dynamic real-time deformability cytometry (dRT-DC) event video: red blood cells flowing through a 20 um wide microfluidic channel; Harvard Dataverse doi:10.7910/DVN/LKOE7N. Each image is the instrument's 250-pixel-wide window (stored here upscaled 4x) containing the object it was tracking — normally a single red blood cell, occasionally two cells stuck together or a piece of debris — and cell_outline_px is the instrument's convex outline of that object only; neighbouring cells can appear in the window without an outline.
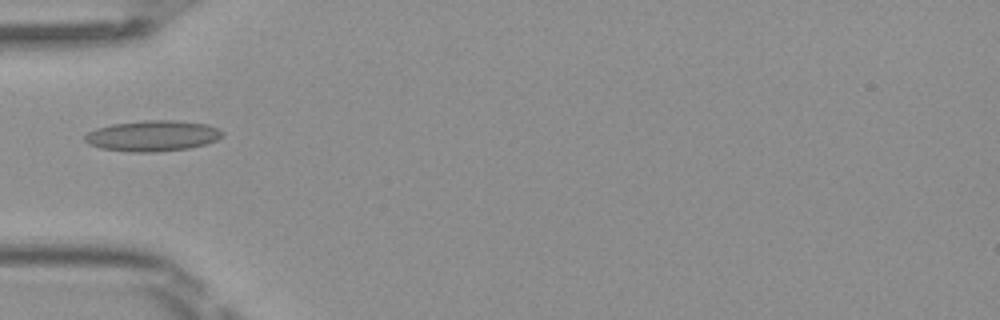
{"species": "Egyptian fruit bat (a non-hibernating species)", "species_latin": "Rousettus aegyptiacus", "temperature_condition": "room temperature", "stored_images_in_passage": 5, "camera_frame_rate_fps": 3000, "um_per_image_px": 0.085, "frame": {"image": 1, "passage_image": 4, "time_ms": 1.0, "image_size_px": [1000, 320], "cell_outline_px": [[224, 136], [216, 140], [204, 144], [188, 148], [156, 152], [128, 152], [100, 148], [88, 144], [84, 140], [84, 136], [88, 132], [96, 128], [112, 124], [144, 120], [176, 120], [208, 124], [220, 128], [224, 132]], "centroid_in_image_um": [12.98, 11.54], "position_along_channel_um": 72.0, "area_um2": 24.91}}
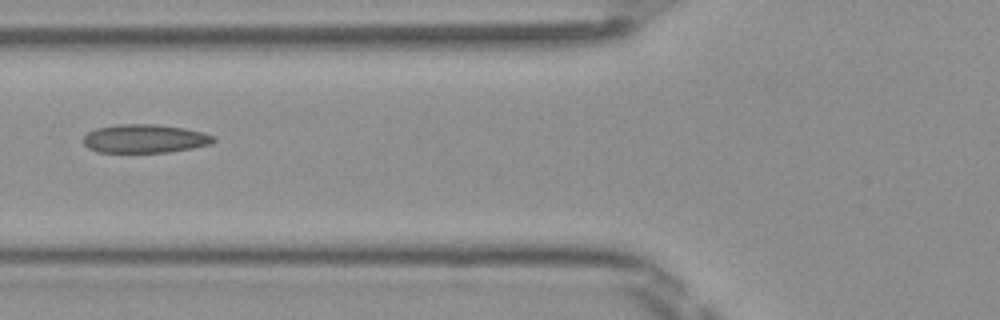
{"frame": {"image": 2, "passage_image": 5, "time_ms": 1.333, "image_size_px": [1000, 320], "cell_outline_px": [[216, 140], [212, 144], [192, 148], [168, 152], [96, 152], [88, 148], [84, 144], [84, 136], [88, 132], [96, 128], [116, 124], [156, 124], [184, 128], [204, 132], [216, 136]], "centroid_in_image_um": [12.33, 11.78], "position_along_channel_um": 113.5, "area_um2": 21.85}}